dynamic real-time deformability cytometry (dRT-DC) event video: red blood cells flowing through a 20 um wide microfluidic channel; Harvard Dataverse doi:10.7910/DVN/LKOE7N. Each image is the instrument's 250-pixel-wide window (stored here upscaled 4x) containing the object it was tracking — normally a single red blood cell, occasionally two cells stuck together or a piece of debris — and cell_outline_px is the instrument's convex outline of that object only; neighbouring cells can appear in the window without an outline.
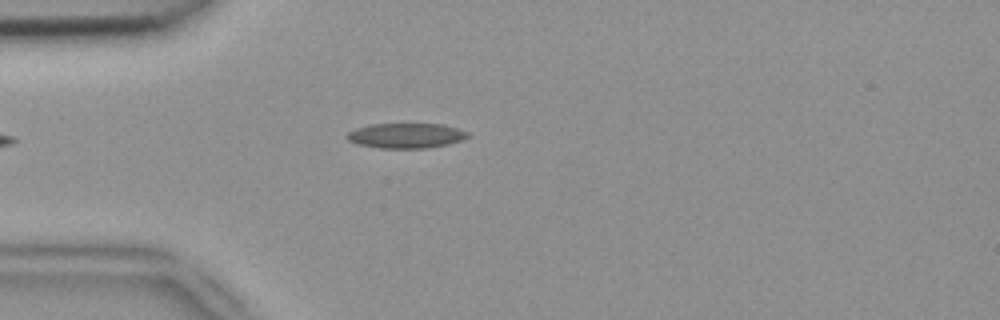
{"species": "common noctule bat (a hibernating species)", "species_latin": "Nyctalus noctula", "temperature_condition": "room temperature", "stored_images_in_passage": 45, "camera_frame_rate_fps": 3000, "um_per_image_px": 0.085, "animal": {"sex": "female", "body_mass_g": 18.4}, "frame": {"image": 1, "passage_image": 7, "time_ms": 2.0, "image_size_px": [1000, 320], "cell_outline_px": [[472, 136], [448, 144], [428, 148], [380, 148], [356, 144], [348, 140], [344, 136], [348, 132], [356, 128], [368, 124], [444, 124], [468, 132]], "centroid_in_image_um": [34.49, 11.53], "position_along_channel_um": 50.5, "area_um2": 17.74}}
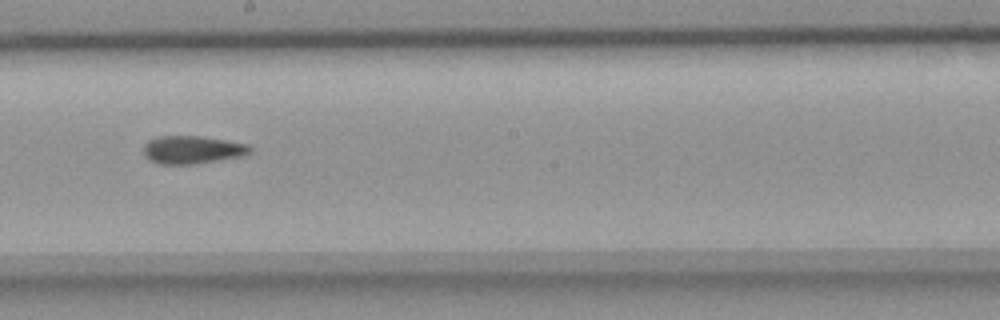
{"frame": {"image": 2, "passage_image": 22, "time_ms": 7.0, "image_size_px": [1000, 320], "cell_outline_px": [[252, 148], [248, 152], [240, 156], [196, 164], [156, 164], [148, 160], [144, 156], [144, 144], [148, 140], [160, 136], [200, 136], [248, 144]], "centroid_in_image_um": [16.27, 12.73], "position_along_channel_um": 231.9, "area_um2": 17.28}}
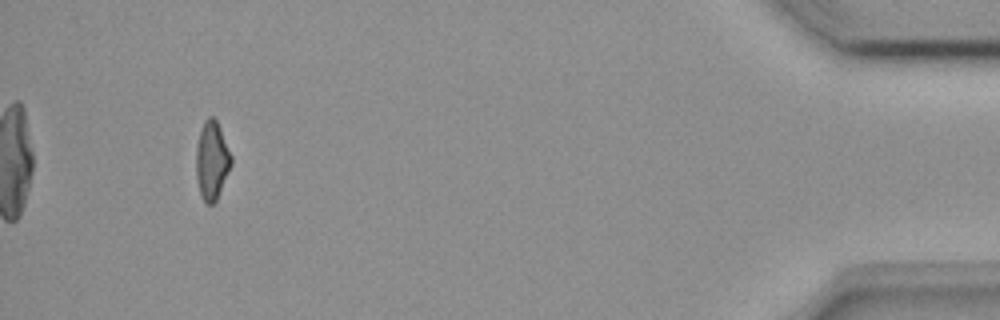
{"frame": {"image": 3, "passage_image": 42, "time_ms": 13.667, "image_size_px": [1000, 320], "cell_outline_px": [[232, 164], [216, 200], [212, 204], [208, 204], [204, 200], [200, 192], [196, 180], [196, 148], [200, 132], [204, 120], [208, 116], [212, 116], [216, 120], [220, 128], [232, 156]], "centroid_in_image_um": [18.01, 13.62], "position_along_channel_um": 417.2, "area_um2": 15.9}, "authors_computed_cell_mechanics": {"area_um2": 17.051, "velocity_mm_per_s": 3.8432, "shape_relaxation_time_tau1_ms": null, "shape_relaxation_time_tau2_ms": 3.3101, "deformation_change_tau1": null, "deformation_change_tau2": 0.1094}}